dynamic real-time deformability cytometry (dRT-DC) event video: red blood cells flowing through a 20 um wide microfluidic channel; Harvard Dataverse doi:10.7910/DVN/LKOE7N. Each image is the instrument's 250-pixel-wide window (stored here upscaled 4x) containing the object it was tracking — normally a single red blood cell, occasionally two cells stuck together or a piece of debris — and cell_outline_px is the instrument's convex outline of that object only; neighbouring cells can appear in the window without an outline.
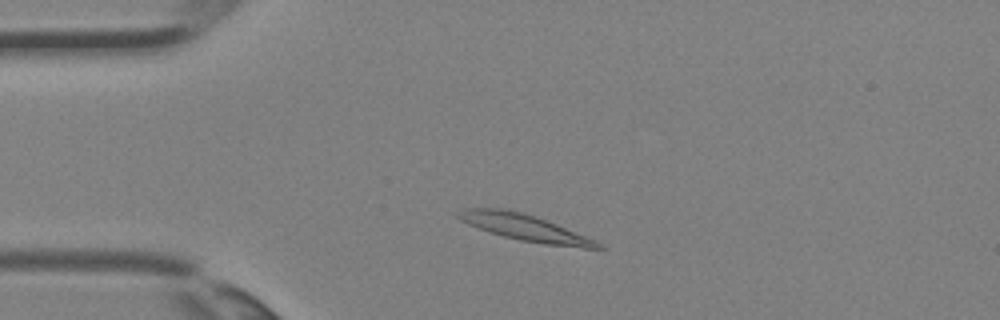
{"species": "Egyptian fruit bat (a non-hibernating species)", "species_latin": "Rousettus aegyptiacus", "temperature_condition": "room temperature", "stored_images_in_passage": 3, "camera_frame_rate_fps": 3000, "um_per_image_px": 0.085, "animal": {"sex": "female"}, "frame": {"image": 1, "passage_image": 2, "time_ms": 0.333, "image_size_px": [1000, 320], "cell_outline_px": [[604, 248], [584, 248], [544, 244], [520, 240], [504, 236], [468, 224], [460, 220], [456, 216], [456, 212], [464, 208], [504, 208], [520, 212], [556, 224], [588, 236], [596, 240]], "centroid_in_image_um": [44.6, 19.34], "position_along_channel_um": 40.4, "area_um2": 21.1}}